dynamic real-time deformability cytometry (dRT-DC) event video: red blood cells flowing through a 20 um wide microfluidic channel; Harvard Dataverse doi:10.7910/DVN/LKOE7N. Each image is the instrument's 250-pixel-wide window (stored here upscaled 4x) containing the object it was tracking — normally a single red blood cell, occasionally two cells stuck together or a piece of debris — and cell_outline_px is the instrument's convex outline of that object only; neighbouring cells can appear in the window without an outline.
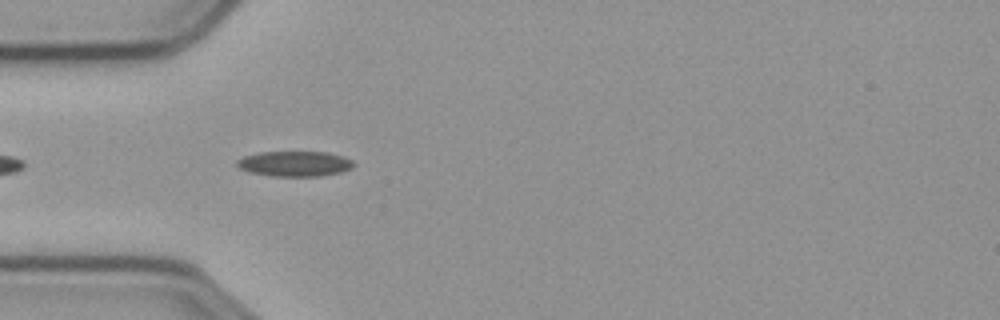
{"species": "common noctule bat (a hibernating species)", "species_latin": "Nyctalus noctula", "temperature_condition": "cold", "stored_images_in_passage": 9, "camera_frame_rate_fps": 3000, "um_per_image_px": 0.085, "animal": {"sex": "male", "body_mass_g": 23.1, "forearm_length_mm": 52.7}, "frame": {"image": 1, "passage_image": 2, "time_ms": 0.333, "image_size_px": [1000, 320], "cell_outline_px": [[356, 164], [352, 168], [340, 172], [320, 176], [272, 176], [248, 172], [240, 168], [236, 164], [236, 160], [244, 156], [260, 152], [328, 152], [344, 156], [352, 160]], "centroid_in_image_um": [25.06, 13.91], "position_along_channel_um": 59.9, "area_um2": 17.28}}
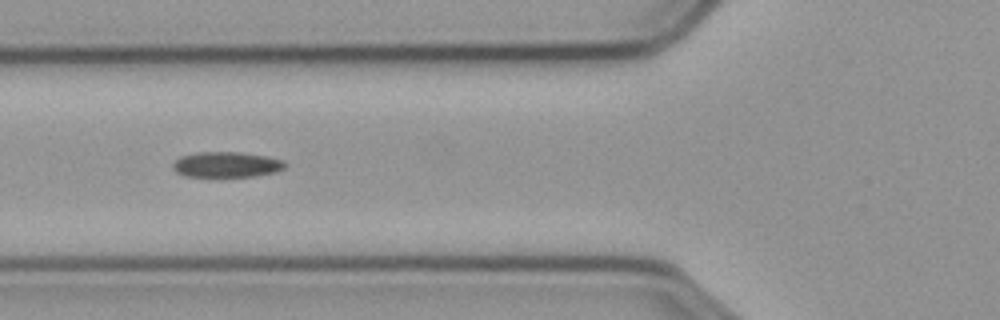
{"frame": {"image": 2, "passage_image": 6, "time_ms": 1.667, "image_size_px": [1000, 320], "cell_outline_px": [[284, 168], [272, 172], [252, 176], [184, 176], [176, 172], [172, 168], [172, 164], [180, 156], [200, 152], [240, 152], [264, 156], [284, 160]], "centroid_in_image_um": [19.19, 13.98], "position_along_channel_um": 106.6, "area_um2": 16.36}}